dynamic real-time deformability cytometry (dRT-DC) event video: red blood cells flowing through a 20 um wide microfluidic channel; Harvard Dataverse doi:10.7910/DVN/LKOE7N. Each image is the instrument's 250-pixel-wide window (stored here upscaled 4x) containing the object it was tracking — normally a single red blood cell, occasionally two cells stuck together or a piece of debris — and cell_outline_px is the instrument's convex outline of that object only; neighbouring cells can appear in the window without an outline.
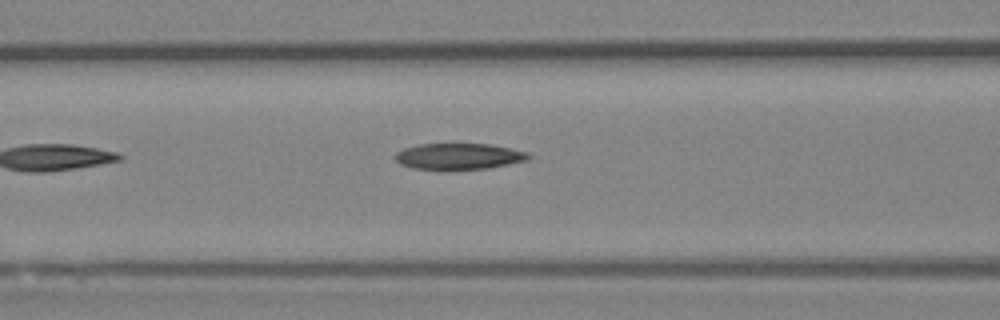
{"species": "Egyptian fruit bat (a non-hibernating species)", "species_latin": "Rousettus aegyptiacus", "temperature_condition": "room temperature", "stored_images_in_passage": 6, "camera_frame_rate_fps": 3000, "um_per_image_px": 0.085, "animal": {"sex": "female"}, "frame": {"image": 1, "passage_image": 6, "time_ms": 6.0, "image_size_px": [1000, 320], "cell_outline_px": [[532, 156], [528, 160], [488, 168], [444, 172], [412, 168], [400, 164], [396, 160], [396, 152], [404, 148], [416, 144], [452, 140], [456, 140], [488, 144], [528, 152]], "centroid_in_image_um": [38.93, 13.27], "position_along_channel_um": 127.7, "area_um2": 22.02}}